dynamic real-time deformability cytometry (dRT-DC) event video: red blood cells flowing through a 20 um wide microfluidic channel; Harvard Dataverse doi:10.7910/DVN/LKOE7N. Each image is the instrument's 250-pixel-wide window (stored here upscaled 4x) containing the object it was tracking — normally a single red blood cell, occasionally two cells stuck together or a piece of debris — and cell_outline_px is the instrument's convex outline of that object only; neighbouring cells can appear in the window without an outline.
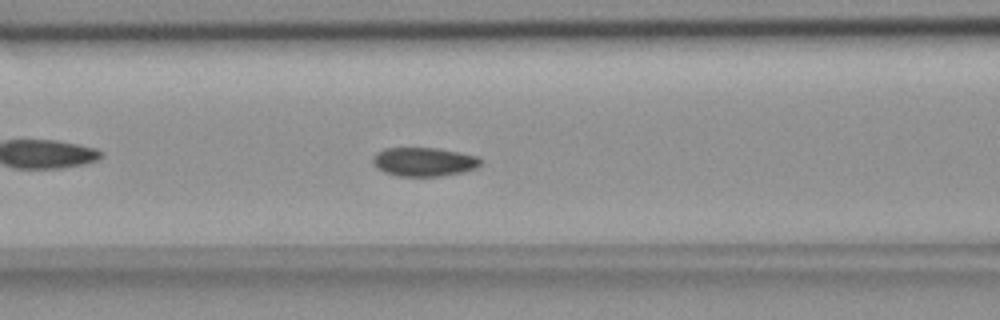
{"species": "common noctule bat (a hibernating species)", "species_latin": "Nyctalus noctula", "temperature_condition": "room temperature", "stored_images_in_passage": 57, "camera_frame_rate_fps": 3000, "um_per_image_px": 0.085, "animal": {"sex": "female", "body_mass_g": 18.4}, "frame": {"image": 1, "passage_image": 23, "time_ms": 7.333, "image_size_px": [1000, 320], "cell_outline_px": [[480, 164], [476, 168], [460, 172], [440, 176], [400, 176], [384, 172], [376, 168], [372, 164], [372, 156], [376, 152], [384, 148], [436, 148], [476, 156], [480, 160]], "centroid_in_image_um": [35.95, 13.75], "position_along_channel_um": 130.7, "area_um2": 17.98}}
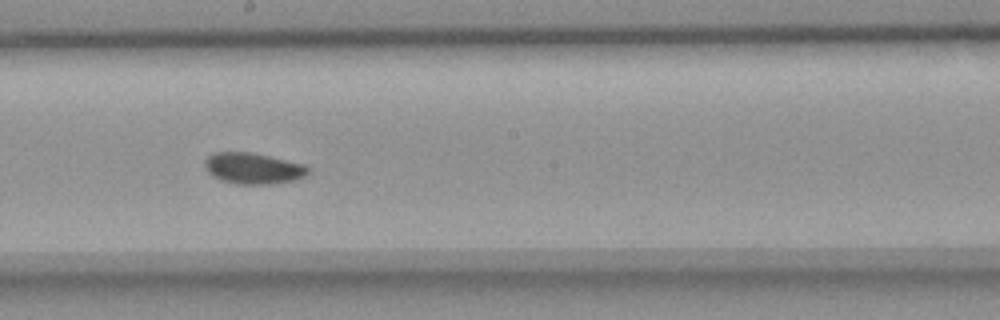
{"frame": {"image": 2, "passage_image": 31, "time_ms": 10.0, "image_size_px": [1000, 320], "cell_outline_px": [[308, 172], [304, 176], [292, 180], [272, 184], [236, 184], [220, 180], [212, 176], [204, 168], [204, 160], [208, 156], [216, 152], [248, 152], [268, 156], [304, 164], [308, 168]], "centroid_in_image_um": [21.45, 14.31], "position_along_channel_um": 226.7, "area_um2": 18.61}}
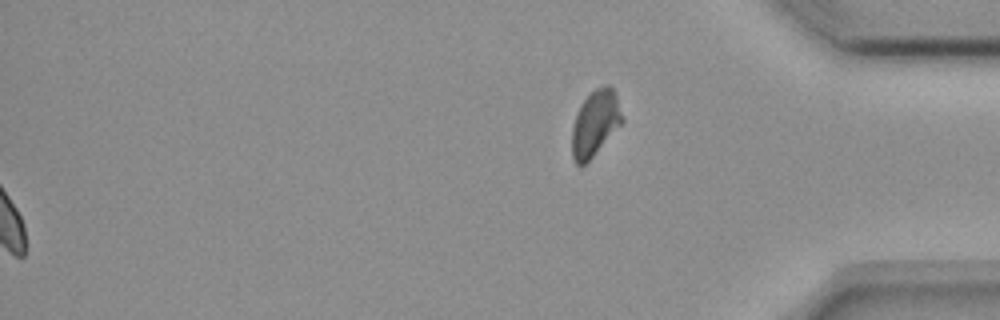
{"frame": {"image": 3, "passage_image": 57, "time_ms": 18.667, "image_size_px": [1000, 320], "cell_outline_px": [[624, 120], [592, 156], [584, 164], [576, 164], [572, 156], [572, 128], [576, 116], [584, 100], [596, 88], [604, 84], [608, 84], [612, 88], [616, 96]], "centroid_in_image_um": [50.59, 10.45], "position_along_channel_um": 384.6, "area_um2": 18.55}, "authors_computed_cell_mechanics": {"area_um2": 18.3804, "velocity_mm_per_s": 3.619, "shape_relaxation_time_tau1_ms": 4.1056, "shape_relaxation_time_tau2_ms": null, "deformation_change_tau1": 0.0674, "deformation_change_tau2": null}}